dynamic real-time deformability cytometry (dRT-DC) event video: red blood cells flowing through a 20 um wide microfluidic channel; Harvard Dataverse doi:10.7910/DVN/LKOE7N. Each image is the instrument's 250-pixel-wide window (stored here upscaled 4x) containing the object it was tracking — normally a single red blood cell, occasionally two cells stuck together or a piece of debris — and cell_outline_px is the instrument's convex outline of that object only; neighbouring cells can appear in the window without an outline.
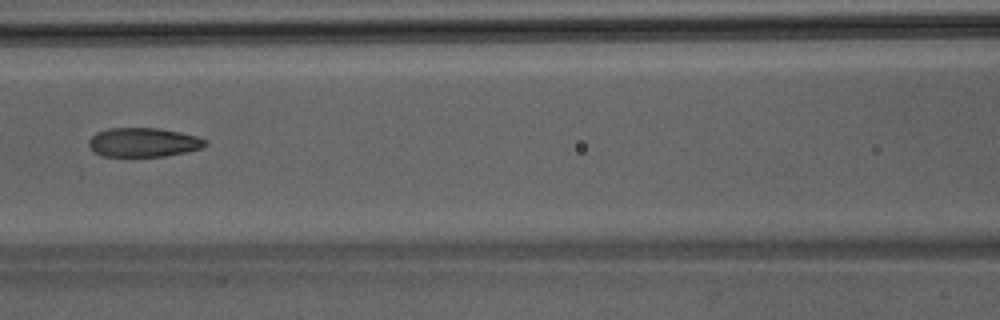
{"species": "Egyptian fruit bat (a non-hibernating species)", "species_latin": "Rousettus aegyptiacus", "temperature_condition": "room temperature", "stored_images_in_passage": 35, "camera_frame_rate_fps": 3000, "um_per_image_px": 0.085, "animal": {"sex": "male"}, "frame": {"image": 1, "passage_image": 10, "time_ms": 3.0, "image_size_px": [1000, 320], "cell_outline_px": [[208, 144], [200, 148], [184, 152], [164, 156], [104, 156], [96, 152], [88, 144], [88, 140], [96, 132], [108, 128], [160, 128], [180, 132], [196, 136], [208, 140]], "centroid_in_image_um": [12.2, 12.08], "position_along_channel_um": 154.4, "area_um2": 19.65}}
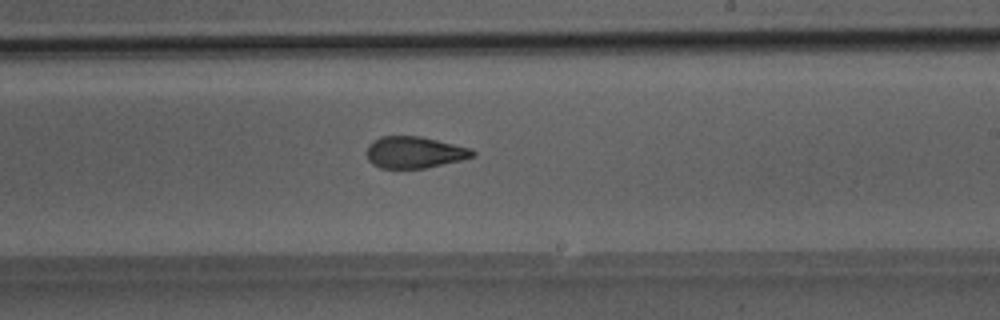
{"frame": {"image": 2, "passage_image": 17, "time_ms": 5.333, "image_size_px": [1000, 320], "cell_outline_px": [[476, 156], [460, 160], [424, 168], [380, 168], [372, 164], [368, 160], [364, 152], [368, 144], [380, 136], [420, 136], [472, 148], [476, 152]], "centroid_in_image_um": [35.2, 12.94], "position_along_channel_um": 253.8, "area_um2": 19.71}}
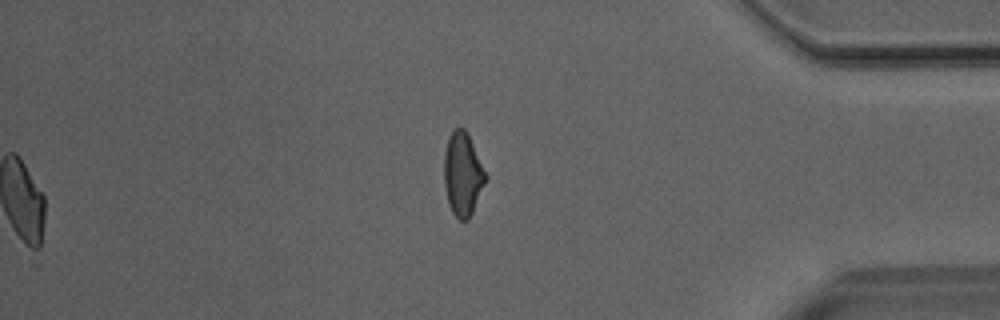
{"frame": {"image": 3, "passage_image": 29, "time_ms": 9.333, "image_size_px": [1000, 320], "cell_outline_px": [[488, 176], [472, 212], [468, 220], [460, 220], [452, 212], [448, 204], [444, 184], [444, 152], [448, 136], [456, 128], [464, 128], [468, 132]], "centroid_in_image_um": [39.33, 14.77], "position_along_channel_um": 395.9, "area_um2": 20.29}}